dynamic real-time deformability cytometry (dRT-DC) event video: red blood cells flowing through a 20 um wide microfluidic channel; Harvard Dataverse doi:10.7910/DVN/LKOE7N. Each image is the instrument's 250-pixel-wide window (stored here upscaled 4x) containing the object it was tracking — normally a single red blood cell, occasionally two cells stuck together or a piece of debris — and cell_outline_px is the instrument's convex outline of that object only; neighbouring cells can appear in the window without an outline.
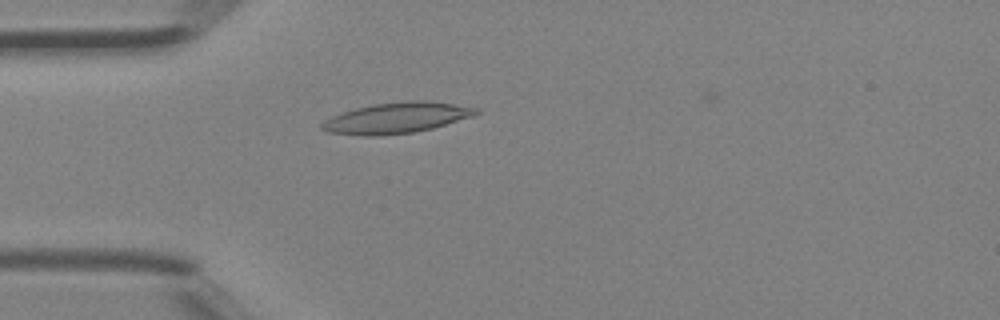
{"species": "Egyptian fruit bat (a non-hibernating species)", "species_latin": "Rousettus aegyptiacus", "temperature_condition": "room temperature", "stored_images_in_passage": 41, "camera_frame_rate_fps": 3000, "um_per_image_px": 0.085, "animal": {"sex": "female"}, "frame": {"image": 1, "passage_image": 8, "time_ms": 2.333, "image_size_px": [1000, 320], "cell_outline_px": [[480, 112], [472, 116], [432, 128], [412, 132], [380, 136], [364, 136], [328, 132], [320, 128], [320, 124], [324, 120], [332, 116], [356, 108], [372, 104], [412, 100], [424, 100], [480, 108]], "centroid_in_image_um": [33.68, 10.02], "position_along_channel_um": 51.3, "area_um2": 27.46}}
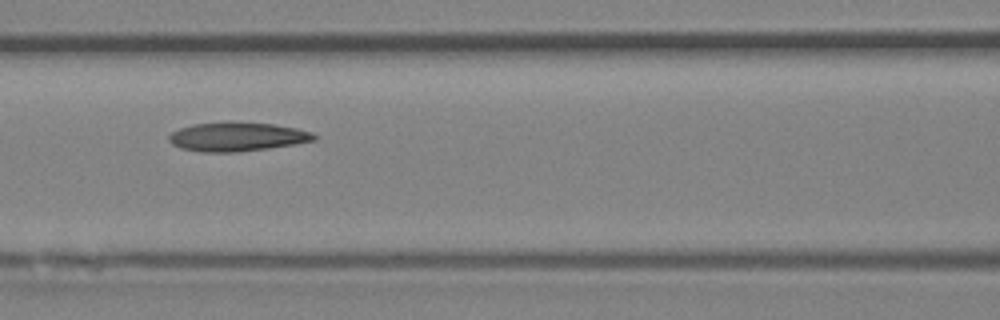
{"frame": {"image": 2, "passage_image": 15, "time_ms": 4.667, "image_size_px": [1000, 320], "cell_outline_px": [[316, 140], [268, 148], [236, 152], [200, 152], [180, 148], [172, 144], [168, 140], [168, 136], [172, 132], [180, 128], [192, 124], [228, 120], [276, 124], [296, 128], [312, 132], [316, 136]], "centroid_in_image_um": [20.11, 11.6], "position_along_channel_um": 146.5, "area_um2": 24.91}}
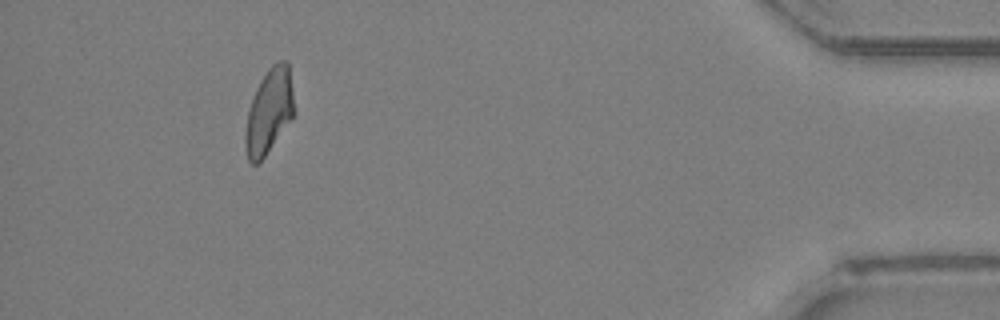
{"frame": {"image": 3, "passage_image": 37, "time_ms": 12.0, "image_size_px": [1000, 320], "cell_outline_px": [[292, 116], [264, 156], [256, 164], [252, 164], [248, 160], [244, 148], [244, 132], [248, 112], [256, 88], [260, 80], [268, 68], [272, 64], [280, 60], [288, 60], [292, 88]], "centroid_in_image_um": [22.82, 9.43], "position_along_channel_um": 412.4, "area_um2": 23.52}}